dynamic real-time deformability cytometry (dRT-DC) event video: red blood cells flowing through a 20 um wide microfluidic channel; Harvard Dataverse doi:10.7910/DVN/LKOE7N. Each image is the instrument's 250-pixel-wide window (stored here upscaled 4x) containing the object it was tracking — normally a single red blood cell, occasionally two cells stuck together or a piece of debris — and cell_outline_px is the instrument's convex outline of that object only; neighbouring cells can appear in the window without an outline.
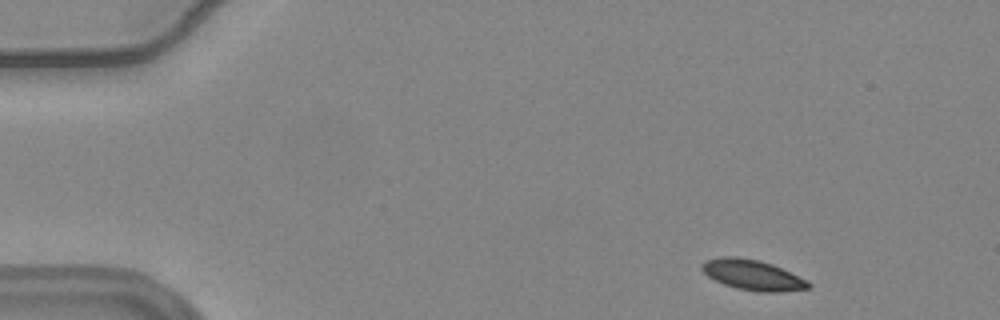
{"species": "common noctule bat (a hibernating species)", "species_latin": "Nyctalus noctula", "temperature_condition": "warm", "stored_images_in_passage": 51, "camera_frame_rate_fps": 3000, "um_per_image_px": 0.085, "animal": {"sex": "female", "body_mass_g": 24.6, "forearm_length_mm": 56.2}, "frame": {"image": 1, "passage_image": 2, "time_ms": 0.333, "image_size_px": [1000, 320], "cell_outline_px": [[812, 284], [808, 288], [780, 292], [760, 292], [736, 288], [724, 284], [708, 276], [700, 268], [700, 264], [704, 260], [720, 256], [736, 256], [760, 260], [772, 264], [808, 280]], "centroid_in_image_um": [63.95, 23.35], "position_along_channel_um": 21.1, "area_um2": 18.96}}
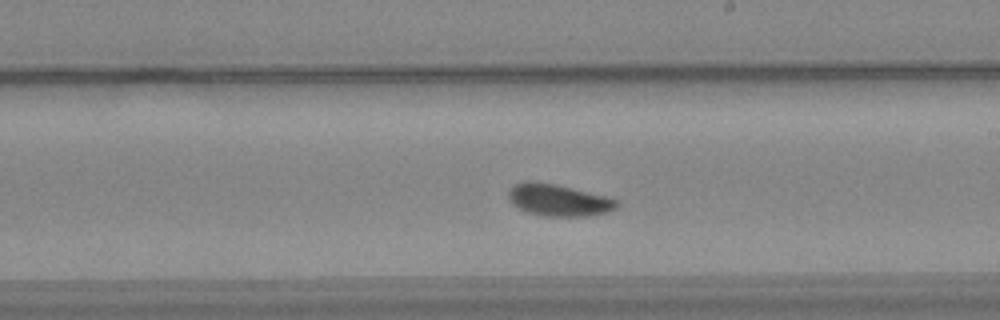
{"frame": {"image": 2, "passage_image": 28, "time_ms": 9.0, "image_size_px": [1000, 320], "cell_outline_px": [[620, 204], [616, 208], [608, 212], [588, 216], [544, 216], [528, 212], [520, 208], [508, 200], [508, 192], [512, 184], [524, 180], [536, 180], [556, 184], [604, 196], [616, 200]], "centroid_in_image_um": [47.42, 16.99], "position_along_channel_um": 241.6, "area_um2": 20.23}}
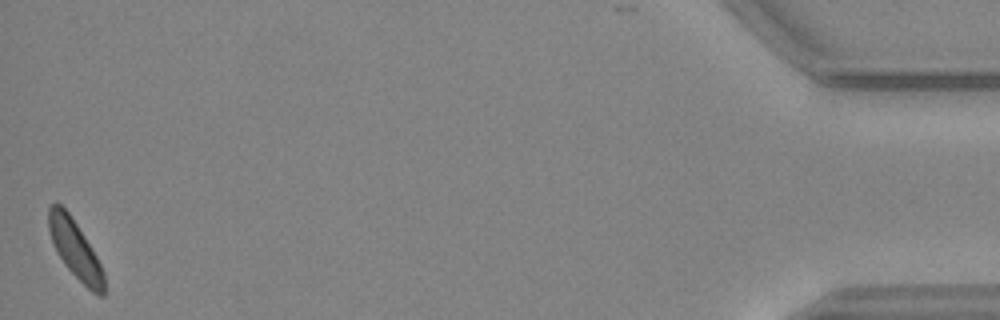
{"frame": {"image": 3, "passage_image": 51, "time_ms": 16.667, "image_size_px": [1000, 320], "cell_outline_px": [[104, 296], [100, 296], [92, 292], [64, 264], [52, 240], [48, 228], [48, 208], [56, 200], [68, 212], [84, 236], [96, 256], [104, 272]], "centroid_in_image_um": [6.38, 21.17], "position_along_channel_um": 428.8, "area_um2": 18.26}, "authors_computed_cell_mechanics": {"area_um2": 19.3052, "velocity_mm_per_s": 3.6748, "shape_relaxation_time_tau1_ms": 3.3598, "shape_relaxation_time_tau2_ms": null, "deformation_change_tau1": 0.0738, "deformation_change_tau2": null}}